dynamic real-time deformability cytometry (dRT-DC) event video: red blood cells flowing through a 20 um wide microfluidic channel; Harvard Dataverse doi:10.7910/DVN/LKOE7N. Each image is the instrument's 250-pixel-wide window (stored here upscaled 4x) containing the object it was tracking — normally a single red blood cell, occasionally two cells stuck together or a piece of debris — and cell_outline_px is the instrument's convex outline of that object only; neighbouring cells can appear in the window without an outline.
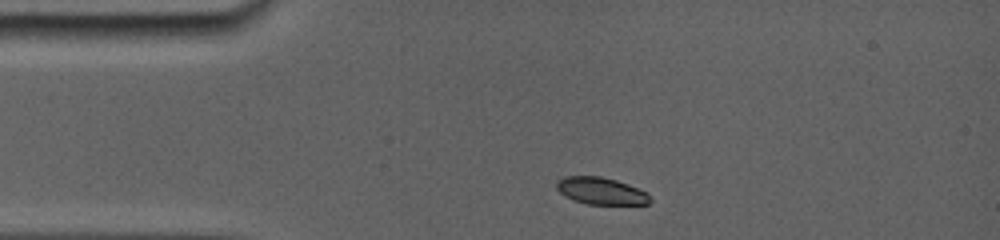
{"species": "common noctule bat (a hibernating species)", "species_latin": "Nyctalus noctula", "temperature_condition": "room temperature", "stored_images_in_passage": 9, "camera_frame_rate_fps": 5000, "um_per_image_px": 0.085, "animal": {"sex": "female", "body_mass_g": 19.0, "forearm_length_mm": 56.7}, "frame": {"image": 1, "passage_image": 1, "time_ms": 0.0, "image_size_px": [1000, 240], "cell_outline_px": [[652, 200], [648, 204], [588, 204], [572, 200], [564, 196], [556, 188], [556, 180], [564, 176], [600, 176], [616, 180], [628, 184], [648, 192]], "centroid_in_image_um": [51.07, 16.22], "position_along_channel_um": 33.9, "area_um2": 14.91}}
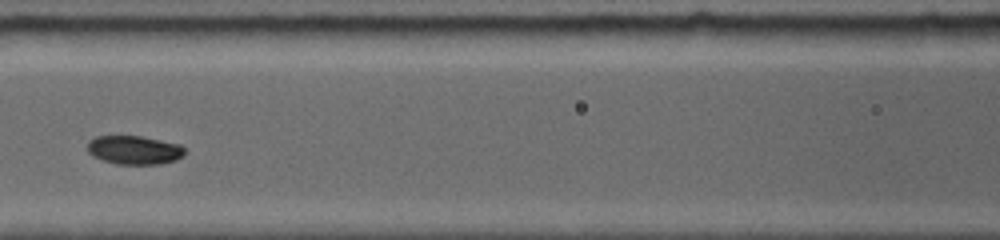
{"frame": {"image": 2, "passage_image": 7, "time_ms": 4.0, "image_size_px": [1000, 240], "cell_outline_px": [[184, 156], [176, 160], [160, 164], [116, 164], [92, 156], [88, 152], [88, 144], [96, 136], [140, 136], [180, 144], [184, 148]], "centroid_in_image_um": [11.44, 12.76], "position_along_channel_um": 155.2, "area_um2": 16.18}}
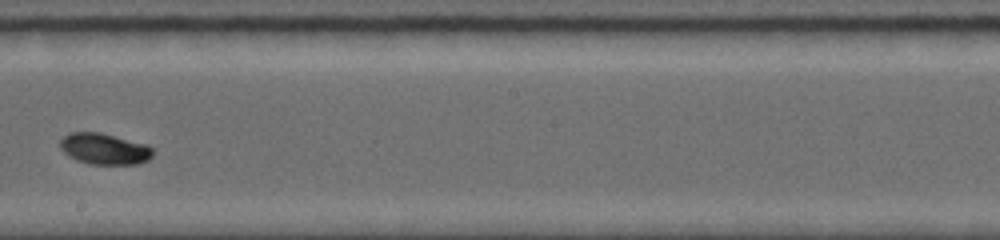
{"frame": {"image": 3, "passage_image": 9, "time_ms": 6.2, "image_size_px": [1000, 240], "cell_outline_px": [[152, 156], [148, 160], [136, 164], [88, 164], [76, 160], [68, 156], [60, 148], [60, 140], [64, 136], [72, 132], [100, 132], [148, 144], [152, 148]], "centroid_in_image_um": [8.87, 12.65], "position_along_channel_um": 239.3, "area_um2": 16.94}}